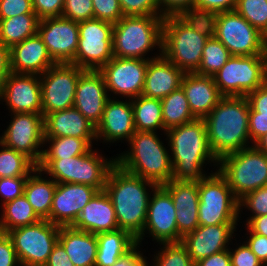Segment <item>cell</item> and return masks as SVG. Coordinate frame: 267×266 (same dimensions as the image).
I'll return each instance as SVG.
<instances>
[{
	"mask_svg": "<svg viewBox=\"0 0 267 266\" xmlns=\"http://www.w3.org/2000/svg\"><path fill=\"white\" fill-rule=\"evenodd\" d=\"M157 2L163 17L183 15L194 17L195 0H157Z\"/></svg>",
	"mask_w": 267,
	"mask_h": 266,
	"instance_id": "cell-50",
	"label": "cell"
},
{
	"mask_svg": "<svg viewBox=\"0 0 267 266\" xmlns=\"http://www.w3.org/2000/svg\"><path fill=\"white\" fill-rule=\"evenodd\" d=\"M60 226L47 219L10 230L14 249L21 266H44L58 242Z\"/></svg>",
	"mask_w": 267,
	"mask_h": 266,
	"instance_id": "cell-12",
	"label": "cell"
},
{
	"mask_svg": "<svg viewBox=\"0 0 267 266\" xmlns=\"http://www.w3.org/2000/svg\"><path fill=\"white\" fill-rule=\"evenodd\" d=\"M84 71L72 63H56L39 75L43 116L74 106L78 79Z\"/></svg>",
	"mask_w": 267,
	"mask_h": 266,
	"instance_id": "cell-15",
	"label": "cell"
},
{
	"mask_svg": "<svg viewBox=\"0 0 267 266\" xmlns=\"http://www.w3.org/2000/svg\"><path fill=\"white\" fill-rule=\"evenodd\" d=\"M0 266H21L12 239L0 232Z\"/></svg>",
	"mask_w": 267,
	"mask_h": 266,
	"instance_id": "cell-54",
	"label": "cell"
},
{
	"mask_svg": "<svg viewBox=\"0 0 267 266\" xmlns=\"http://www.w3.org/2000/svg\"><path fill=\"white\" fill-rule=\"evenodd\" d=\"M148 61L139 58L110 59L99 70L103 75L109 97L133 99L142 95Z\"/></svg>",
	"mask_w": 267,
	"mask_h": 266,
	"instance_id": "cell-16",
	"label": "cell"
},
{
	"mask_svg": "<svg viewBox=\"0 0 267 266\" xmlns=\"http://www.w3.org/2000/svg\"><path fill=\"white\" fill-rule=\"evenodd\" d=\"M115 165V154L109 158L104 150L94 146L87 153L75 157L42 158L37 167L57 183H79L102 191Z\"/></svg>",
	"mask_w": 267,
	"mask_h": 266,
	"instance_id": "cell-7",
	"label": "cell"
},
{
	"mask_svg": "<svg viewBox=\"0 0 267 266\" xmlns=\"http://www.w3.org/2000/svg\"><path fill=\"white\" fill-rule=\"evenodd\" d=\"M239 225L199 226L195 231L185 234L181 242L185 245L192 261L196 263L200 259L229 249L238 237Z\"/></svg>",
	"mask_w": 267,
	"mask_h": 266,
	"instance_id": "cell-21",
	"label": "cell"
},
{
	"mask_svg": "<svg viewBox=\"0 0 267 266\" xmlns=\"http://www.w3.org/2000/svg\"><path fill=\"white\" fill-rule=\"evenodd\" d=\"M239 236L229 247L231 266H264ZM240 241V242H239Z\"/></svg>",
	"mask_w": 267,
	"mask_h": 266,
	"instance_id": "cell-45",
	"label": "cell"
},
{
	"mask_svg": "<svg viewBox=\"0 0 267 266\" xmlns=\"http://www.w3.org/2000/svg\"><path fill=\"white\" fill-rule=\"evenodd\" d=\"M254 146L262 152L267 153V133L262 136L255 144Z\"/></svg>",
	"mask_w": 267,
	"mask_h": 266,
	"instance_id": "cell-62",
	"label": "cell"
},
{
	"mask_svg": "<svg viewBox=\"0 0 267 266\" xmlns=\"http://www.w3.org/2000/svg\"><path fill=\"white\" fill-rule=\"evenodd\" d=\"M96 237L98 251L95 266H113L137 245V240L122 229L99 233Z\"/></svg>",
	"mask_w": 267,
	"mask_h": 266,
	"instance_id": "cell-32",
	"label": "cell"
},
{
	"mask_svg": "<svg viewBox=\"0 0 267 266\" xmlns=\"http://www.w3.org/2000/svg\"><path fill=\"white\" fill-rule=\"evenodd\" d=\"M166 136L172 163L171 180L199 181L217 171L218 159L210 149L204 119L171 128Z\"/></svg>",
	"mask_w": 267,
	"mask_h": 266,
	"instance_id": "cell-1",
	"label": "cell"
},
{
	"mask_svg": "<svg viewBox=\"0 0 267 266\" xmlns=\"http://www.w3.org/2000/svg\"><path fill=\"white\" fill-rule=\"evenodd\" d=\"M195 266H231L229 249L200 259L195 263Z\"/></svg>",
	"mask_w": 267,
	"mask_h": 266,
	"instance_id": "cell-58",
	"label": "cell"
},
{
	"mask_svg": "<svg viewBox=\"0 0 267 266\" xmlns=\"http://www.w3.org/2000/svg\"><path fill=\"white\" fill-rule=\"evenodd\" d=\"M22 14H35L32 0H0V19Z\"/></svg>",
	"mask_w": 267,
	"mask_h": 266,
	"instance_id": "cell-51",
	"label": "cell"
},
{
	"mask_svg": "<svg viewBox=\"0 0 267 266\" xmlns=\"http://www.w3.org/2000/svg\"><path fill=\"white\" fill-rule=\"evenodd\" d=\"M58 242L74 266H95L98 251L96 234L73 226H62L59 229Z\"/></svg>",
	"mask_w": 267,
	"mask_h": 266,
	"instance_id": "cell-30",
	"label": "cell"
},
{
	"mask_svg": "<svg viewBox=\"0 0 267 266\" xmlns=\"http://www.w3.org/2000/svg\"><path fill=\"white\" fill-rule=\"evenodd\" d=\"M97 139L76 137H45L42 158H70L87 153Z\"/></svg>",
	"mask_w": 267,
	"mask_h": 266,
	"instance_id": "cell-37",
	"label": "cell"
},
{
	"mask_svg": "<svg viewBox=\"0 0 267 266\" xmlns=\"http://www.w3.org/2000/svg\"><path fill=\"white\" fill-rule=\"evenodd\" d=\"M55 64L38 33L10 48L11 72L42 75Z\"/></svg>",
	"mask_w": 267,
	"mask_h": 266,
	"instance_id": "cell-25",
	"label": "cell"
},
{
	"mask_svg": "<svg viewBox=\"0 0 267 266\" xmlns=\"http://www.w3.org/2000/svg\"><path fill=\"white\" fill-rule=\"evenodd\" d=\"M39 19L36 14H22L0 19V42L11 48L37 34Z\"/></svg>",
	"mask_w": 267,
	"mask_h": 266,
	"instance_id": "cell-35",
	"label": "cell"
},
{
	"mask_svg": "<svg viewBox=\"0 0 267 266\" xmlns=\"http://www.w3.org/2000/svg\"><path fill=\"white\" fill-rule=\"evenodd\" d=\"M223 96H247L267 81V57L231 55L213 75Z\"/></svg>",
	"mask_w": 267,
	"mask_h": 266,
	"instance_id": "cell-10",
	"label": "cell"
},
{
	"mask_svg": "<svg viewBox=\"0 0 267 266\" xmlns=\"http://www.w3.org/2000/svg\"><path fill=\"white\" fill-rule=\"evenodd\" d=\"M41 220L27 198L22 195L0 207V232L31 225Z\"/></svg>",
	"mask_w": 267,
	"mask_h": 266,
	"instance_id": "cell-34",
	"label": "cell"
},
{
	"mask_svg": "<svg viewBox=\"0 0 267 266\" xmlns=\"http://www.w3.org/2000/svg\"><path fill=\"white\" fill-rule=\"evenodd\" d=\"M0 69H10V48L0 42Z\"/></svg>",
	"mask_w": 267,
	"mask_h": 266,
	"instance_id": "cell-60",
	"label": "cell"
},
{
	"mask_svg": "<svg viewBox=\"0 0 267 266\" xmlns=\"http://www.w3.org/2000/svg\"><path fill=\"white\" fill-rule=\"evenodd\" d=\"M37 165L25 154L6 147L0 142V176H29Z\"/></svg>",
	"mask_w": 267,
	"mask_h": 266,
	"instance_id": "cell-39",
	"label": "cell"
},
{
	"mask_svg": "<svg viewBox=\"0 0 267 266\" xmlns=\"http://www.w3.org/2000/svg\"><path fill=\"white\" fill-rule=\"evenodd\" d=\"M248 125L250 140L252 145H254L262 136L267 133V115L255 112L250 107Z\"/></svg>",
	"mask_w": 267,
	"mask_h": 266,
	"instance_id": "cell-53",
	"label": "cell"
},
{
	"mask_svg": "<svg viewBox=\"0 0 267 266\" xmlns=\"http://www.w3.org/2000/svg\"><path fill=\"white\" fill-rule=\"evenodd\" d=\"M243 228V236L241 230L238 231V236L241 238L246 245L251 249L254 255L260 260V262L267 266V237L253 233L246 225ZM245 233V234H244ZM240 235L242 237H240Z\"/></svg>",
	"mask_w": 267,
	"mask_h": 266,
	"instance_id": "cell-49",
	"label": "cell"
},
{
	"mask_svg": "<svg viewBox=\"0 0 267 266\" xmlns=\"http://www.w3.org/2000/svg\"><path fill=\"white\" fill-rule=\"evenodd\" d=\"M62 17L76 22L94 19L92 0H65Z\"/></svg>",
	"mask_w": 267,
	"mask_h": 266,
	"instance_id": "cell-44",
	"label": "cell"
},
{
	"mask_svg": "<svg viewBox=\"0 0 267 266\" xmlns=\"http://www.w3.org/2000/svg\"><path fill=\"white\" fill-rule=\"evenodd\" d=\"M73 227L96 235L119 229L112 201L105 190L98 191L89 201Z\"/></svg>",
	"mask_w": 267,
	"mask_h": 266,
	"instance_id": "cell-29",
	"label": "cell"
},
{
	"mask_svg": "<svg viewBox=\"0 0 267 266\" xmlns=\"http://www.w3.org/2000/svg\"><path fill=\"white\" fill-rule=\"evenodd\" d=\"M208 19L212 34L229 50L231 55L266 54L263 34L236 10L216 13Z\"/></svg>",
	"mask_w": 267,
	"mask_h": 266,
	"instance_id": "cell-11",
	"label": "cell"
},
{
	"mask_svg": "<svg viewBox=\"0 0 267 266\" xmlns=\"http://www.w3.org/2000/svg\"><path fill=\"white\" fill-rule=\"evenodd\" d=\"M231 57L229 50L212 34L202 51V60L197 74L213 76Z\"/></svg>",
	"mask_w": 267,
	"mask_h": 266,
	"instance_id": "cell-40",
	"label": "cell"
},
{
	"mask_svg": "<svg viewBox=\"0 0 267 266\" xmlns=\"http://www.w3.org/2000/svg\"><path fill=\"white\" fill-rule=\"evenodd\" d=\"M199 226L239 223V201L217 171L198 181Z\"/></svg>",
	"mask_w": 267,
	"mask_h": 266,
	"instance_id": "cell-9",
	"label": "cell"
},
{
	"mask_svg": "<svg viewBox=\"0 0 267 266\" xmlns=\"http://www.w3.org/2000/svg\"><path fill=\"white\" fill-rule=\"evenodd\" d=\"M28 176L5 177L0 181V207L5 203L21 197Z\"/></svg>",
	"mask_w": 267,
	"mask_h": 266,
	"instance_id": "cell-48",
	"label": "cell"
},
{
	"mask_svg": "<svg viewBox=\"0 0 267 266\" xmlns=\"http://www.w3.org/2000/svg\"><path fill=\"white\" fill-rule=\"evenodd\" d=\"M245 225L253 233L267 237V215L252 217Z\"/></svg>",
	"mask_w": 267,
	"mask_h": 266,
	"instance_id": "cell-59",
	"label": "cell"
},
{
	"mask_svg": "<svg viewBox=\"0 0 267 266\" xmlns=\"http://www.w3.org/2000/svg\"><path fill=\"white\" fill-rule=\"evenodd\" d=\"M9 116L0 128V142L6 147L25 154L36 165L44 149V116L42 113H5Z\"/></svg>",
	"mask_w": 267,
	"mask_h": 266,
	"instance_id": "cell-13",
	"label": "cell"
},
{
	"mask_svg": "<svg viewBox=\"0 0 267 266\" xmlns=\"http://www.w3.org/2000/svg\"><path fill=\"white\" fill-rule=\"evenodd\" d=\"M246 97L255 112L267 115V81Z\"/></svg>",
	"mask_w": 267,
	"mask_h": 266,
	"instance_id": "cell-56",
	"label": "cell"
},
{
	"mask_svg": "<svg viewBox=\"0 0 267 266\" xmlns=\"http://www.w3.org/2000/svg\"><path fill=\"white\" fill-rule=\"evenodd\" d=\"M185 72L163 55L148 61L142 95L163 99L181 87Z\"/></svg>",
	"mask_w": 267,
	"mask_h": 266,
	"instance_id": "cell-27",
	"label": "cell"
},
{
	"mask_svg": "<svg viewBox=\"0 0 267 266\" xmlns=\"http://www.w3.org/2000/svg\"><path fill=\"white\" fill-rule=\"evenodd\" d=\"M237 0H195L194 17L209 18L226 11L235 10Z\"/></svg>",
	"mask_w": 267,
	"mask_h": 266,
	"instance_id": "cell-46",
	"label": "cell"
},
{
	"mask_svg": "<svg viewBox=\"0 0 267 266\" xmlns=\"http://www.w3.org/2000/svg\"><path fill=\"white\" fill-rule=\"evenodd\" d=\"M157 186L117 164L110 170L104 190L112 201L119 229L127 231L135 239L142 234L149 200Z\"/></svg>",
	"mask_w": 267,
	"mask_h": 266,
	"instance_id": "cell-2",
	"label": "cell"
},
{
	"mask_svg": "<svg viewBox=\"0 0 267 266\" xmlns=\"http://www.w3.org/2000/svg\"><path fill=\"white\" fill-rule=\"evenodd\" d=\"M162 186L173 199L179 242L185 234L199 227L198 181L170 180Z\"/></svg>",
	"mask_w": 267,
	"mask_h": 266,
	"instance_id": "cell-23",
	"label": "cell"
},
{
	"mask_svg": "<svg viewBox=\"0 0 267 266\" xmlns=\"http://www.w3.org/2000/svg\"><path fill=\"white\" fill-rule=\"evenodd\" d=\"M37 33L56 63L75 64L79 28L78 22L64 17L39 20Z\"/></svg>",
	"mask_w": 267,
	"mask_h": 266,
	"instance_id": "cell-18",
	"label": "cell"
},
{
	"mask_svg": "<svg viewBox=\"0 0 267 266\" xmlns=\"http://www.w3.org/2000/svg\"><path fill=\"white\" fill-rule=\"evenodd\" d=\"M98 190L79 183H57L50 210V222L62 226H73L83 208Z\"/></svg>",
	"mask_w": 267,
	"mask_h": 266,
	"instance_id": "cell-22",
	"label": "cell"
},
{
	"mask_svg": "<svg viewBox=\"0 0 267 266\" xmlns=\"http://www.w3.org/2000/svg\"><path fill=\"white\" fill-rule=\"evenodd\" d=\"M134 116L131 99L109 98L105 104L101 121L96 126L97 144L115 147L124 145L135 133ZM125 141V142H124Z\"/></svg>",
	"mask_w": 267,
	"mask_h": 266,
	"instance_id": "cell-19",
	"label": "cell"
},
{
	"mask_svg": "<svg viewBox=\"0 0 267 266\" xmlns=\"http://www.w3.org/2000/svg\"><path fill=\"white\" fill-rule=\"evenodd\" d=\"M136 131L166 133L161 99L140 95L131 99Z\"/></svg>",
	"mask_w": 267,
	"mask_h": 266,
	"instance_id": "cell-33",
	"label": "cell"
},
{
	"mask_svg": "<svg viewBox=\"0 0 267 266\" xmlns=\"http://www.w3.org/2000/svg\"><path fill=\"white\" fill-rule=\"evenodd\" d=\"M235 10L262 34L267 30V0H237Z\"/></svg>",
	"mask_w": 267,
	"mask_h": 266,
	"instance_id": "cell-42",
	"label": "cell"
},
{
	"mask_svg": "<svg viewBox=\"0 0 267 266\" xmlns=\"http://www.w3.org/2000/svg\"><path fill=\"white\" fill-rule=\"evenodd\" d=\"M137 244L130 252L119 258L113 266H147L146 248ZM145 253V254H144Z\"/></svg>",
	"mask_w": 267,
	"mask_h": 266,
	"instance_id": "cell-55",
	"label": "cell"
},
{
	"mask_svg": "<svg viewBox=\"0 0 267 266\" xmlns=\"http://www.w3.org/2000/svg\"><path fill=\"white\" fill-rule=\"evenodd\" d=\"M114 24L91 19L78 22L79 38L75 65L83 70L99 71L113 56Z\"/></svg>",
	"mask_w": 267,
	"mask_h": 266,
	"instance_id": "cell-14",
	"label": "cell"
},
{
	"mask_svg": "<svg viewBox=\"0 0 267 266\" xmlns=\"http://www.w3.org/2000/svg\"><path fill=\"white\" fill-rule=\"evenodd\" d=\"M125 146L128 147L116 154V164L123 170L156 185L171 180L172 163L166 133L135 131Z\"/></svg>",
	"mask_w": 267,
	"mask_h": 266,
	"instance_id": "cell-5",
	"label": "cell"
},
{
	"mask_svg": "<svg viewBox=\"0 0 267 266\" xmlns=\"http://www.w3.org/2000/svg\"><path fill=\"white\" fill-rule=\"evenodd\" d=\"M161 105L165 131L196 119L182 87L161 99Z\"/></svg>",
	"mask_w": 267,
	"mask_h": 266,
	"instance_id": "cell-36",
	"label": "cell"
},
{
	"mask_svg": "<svg viewBox=\"0 0 267 266\" xmlns=\"http://www.w3.org/2000/svg\"><path fill=\"white\" fill-rule=\"evenodd\" d=\"M156 246L157 249L154 244L151 246V249H155L154 251H147L149 255L151 254L149 252L153 253L150 257L149 255L147 256V266H195L185 245L181 241L164 242Z\"/></svg>",
	"mask_w": 267,
	"mask_h": 266,
	"instance_id": "cell-38",
	"label": "cell"
},
{
	"mask_svg": "<svg viewBox=\"0 0 267 266\" xmlns=\"http://www.w3.org/2000/svg\"><path fill=\"white\" fill-rule=\"evenodd\" d=\"M181 87L196 119H204L223 97L213 76L187 72L184 74Z\"/></svg>",
	"mask_w": 267,
	"mask_h": 266,
	"instance_id": "cell-26",
	"label": "cell"
},
{
	"mask_svg": "<svg viewBox=\"0 0 267 266\" xmlns=\"http://www.w3.org/2000/svg\"><path fill=\"white\" fill-rule=\"evenodd\" d=\"M57 182L38 167L28 176L23 195L41 219L50 221V210Z\"/></svg>",
	"mask_w": 267,
	"mask_h": 266,
	"instance_id": "cell-31",
	"label": "cell"
},
{
	"mask_svg": "<svg viewBox=\"0 0 267 266\" xmlns=\"http://www.w3.org/2000/svg\"><path fill=\"white\" fill-rule=\"evenodd\" d=\"M92 5L94 19L115 24L124 16L119 0H92Z\"/></svg>",
	"mask_w": 267,
	"mask_h": 266,
	"instance_id": "cell-47",
	"label": "cell"
},
{
	"mask_svg": "<svg viewBox=\"0 0 267 266\" xmlns=\"http://www.w3.org/2000/svg\"><path fill=\"white\" fill-rule=\"evenodd\" d=\"M65 0H32L34 13L39 20L61 17Z\"/></svg>",
	"mask_w": 267,
	"mask_h": 266,
	"instance_id": "cell-52",
	"label": "cell"
},
{
	"mask_svg": "<svg viewBox=\"0 0 267 266\" xmlns=\"http://www.w3.org/2000/svg\"><path fill=\"white\" fill-rule=\"evenodd\" d=\"M124 16H162L157 0H119Z\"/></svg>",
	"mask_w": 267,
	"mask_h": 266,
	"instance_id": "cell-43",
	"label": "cell"
},
{
	"mask_svg": "<svg viewBox=\"0 0 267 266\" xmlns=\"http://www.w3.org/2000/svg\"><path fill=\"white\" fill-rule=\"evenodd\" d=\"M217 170L227 180L239 201L250 192L267 185V154L253 145L221 157Z\"/></svg>",
	"mask_w": 267,
	"mask_h": 266,
	"instance_id": "cell-8",
	"label": "cell"
},
{
	"mask_svg": "<svg viewBox=\"0 0 267 266\" xmlns=\"http://www.w3.org/2000/svg\"><path fill=\"white\" fill-rule=\"evenodd\" d=\"M176 209L170 193L158 185L152 192L147 209V218L137 244H149L146 238L156 245L164 242H178Z\"/></svg>",
	"mask_w": 267,
	"mask_h": 266,
	"instance_id": "cell-17",
	"label": "cell"
},
{
	"mask_svg": "<svg viewBox=\"0 0 267 266\" xmlns=\"http://www.w3.org/2000/svg\"><path fill=\"white\" fill-rule=\"evenodd\" d=\"M109 98L103 75L99 71L85 70L79 76L74 107L95 126L101 121Z\"/></svg>",
	"mask_w": 267,
	"mask_h": 266,
	"instance_id": "cell-24",
	"label": "cell"
},
{
	"mask_svg": "<svg viewBox=\"0 0 267 266\" xmlns=\"http://www.w3.org/2000/svg\"><path fill=\"white\" fill-rule=\"evenodd\" d=\"M263 41H264L265 46H267V30H266V32L263 34Z\"/></svg>",
	"mask_w": 267,
	"mask_h": 266,
	"instance_id": "cell-63",
	"label": "cell"
},
{
	"mask_svg": "<svg viewBox=\"0 0 267 266\" xmlns=\"http://www.w3.org/2000/svg\"><path fill=\"white\" fill-rule=\"evenodd\" d=\"M97 139L96 126L74 106L44 116V137Z\"/></svg>",
	"mask_w": 267,
	"mask_h": 266,
	"instance_id": "cell-28",
	"label": "cell"
},
{
	"mask_svg": "<svg viewBox=\"0 0 267 266\" xmlns=\"http://www.w3.org/2000/svg\"><path fill=\"white\" fill-rule=\"evenodd\" d=\"M211 35L208 18L166 16L162 27V55L185 73L195 72Z\"/></svg>",
	"mask_w": 267,
	"mask_h": 266,
	"instance_id": "cell-4",
	"label": "cell"
},
{
	"mask_svg": "<svg viewBox=\"0 0 267 266\" xmlns=\"http://www.w3.org/2000/svg\"><path fill=\"white\" fill-rule=\"evenodd\" d=\"M163 21V16H123L113 27V56L146 60L161 56Z\"/></svg>",
	"mask_w": 267,
	"mask_h": 266,
	"instance_id": "cell-6",
	"label": "cell"
},
{
	"mask_svg": "<svg viewBox=\"0 0 267 266\" xmlns=\"http://www.w3.org/2000/svg\"><path fill=\"white\" fill-rule=\"evenodd\" d=\"M249 109L246 96H223L204 118L209 146L218 160L253 146L249 136Z\"/></svg>",
	"mask_w": 267,
	"mask_h": 266,
	"instance_id": "cell-3",
	"label": "cell"
},
{
	"mask_svg": "<svg viewBox=\"0 0 267 266\" xmlns=\"http://www.w3.org/2000/svg\"><path fill=\"white\" fill-rule=\"evenodd\" d=\"M263 215H267V185L250 192L239 200V223L242 224L239 228L242 229L243 224L245 225L252 217ZM244 217L246 219H243Z\"/></svg>",
	"mask_w": 267,
	"mask_h": 266,
	"instance_id": "cell-41",
	"label": "cell"
},
{
	"mask_svg": "<svg viewBox=\"0 0 267 266\" xmlns=\"http://www.w3.org/2000/svg\"><path fill=\"white\" fill-rule=\"evenodd\" d=\"M44 266H74L63 246L57 242Z\"/></svg>",
	"mask_w": 267,
	"mask_h": 266,
	"instance_id": "cell-57",
	"label": "cell"
},
{
	"mask_svg": "<svg viewBox=\"0 0 267 266\" xmlns=\"http://www.w3.org/2000/svg\"><path fill=\"white\" fill-rule=\"evenodd\" d=\"M1 104L8 113H42L39 75L11 72L0 96Z\"/></svg>",
	"mask_w": 267,
	"mask_h": 266,
	"instance_id": "cell-20",
	"label": "cell"
},
{
	"mask_svg": "<svg viewBox=\"0 0 267 266\" xmlns=\"http://www.w3.org/2000/svg\"><path fill=\"white\" fill-rule=\"evenodd\" d=\"M10 73L11 69H0V96L2 95L7 77Z\"/></svg>",
	"mask_w": 267,
	"mask_h": 266,
	"instance_id": "cell-61",
	"label": "cell"
}]
</instances>
